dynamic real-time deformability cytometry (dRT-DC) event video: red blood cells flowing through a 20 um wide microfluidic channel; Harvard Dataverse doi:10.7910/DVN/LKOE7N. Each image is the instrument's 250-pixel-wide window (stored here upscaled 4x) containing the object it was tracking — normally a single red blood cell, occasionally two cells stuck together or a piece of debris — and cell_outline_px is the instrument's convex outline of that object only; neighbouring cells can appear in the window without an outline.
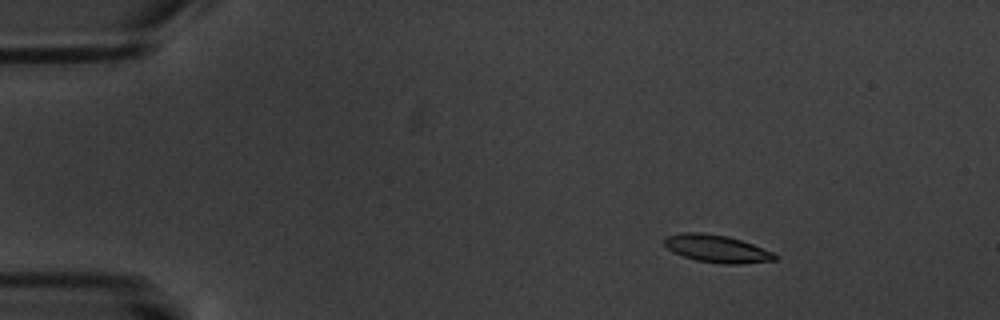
{"species": "common noctule bat (a hibernating species)", "species_latin": "Nyctalus noctula", "temperature_condition": "warm", "stored_images_in_passage": 6, "camera_frame_rate_fps": 3000, "um_per_image_px": 0.085, "animal": {"sex": "male", "body_mass_g": 20.1, "forearm_length_mm": 53.5}, "frame": {"image": 1, "passage_image": 3, "time_ms": 2.333, "image_size_px": [1000, 320], "cell_outline_px": [[780, 256], [776, 260], [740, 264], [720, 264], [696, 260], [684, 256], [668, 248], [664, 244], [664, 240], [668, 236], [684, 232], [704, 232], [728, 236], [752, 244], [772, 252]], "centroid_in_image_um": [60.97, 21.14], "position_along_channel_um": 24.0, "area_um2": 17.63}}